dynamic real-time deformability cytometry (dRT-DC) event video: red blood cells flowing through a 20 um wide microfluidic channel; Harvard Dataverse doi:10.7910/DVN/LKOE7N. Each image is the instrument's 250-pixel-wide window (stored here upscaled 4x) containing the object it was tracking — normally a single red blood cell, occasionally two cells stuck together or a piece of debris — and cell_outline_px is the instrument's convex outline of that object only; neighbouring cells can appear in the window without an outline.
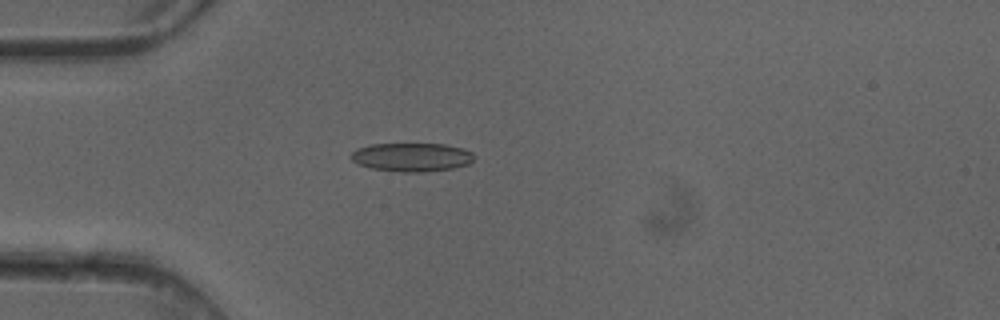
{"species": "common noctule bat (a hibernating species)", "species_latin": "Nyctalus noctula", "temperature_condition": "cold", "stored_images_in_passage": 4, "camera_frame_rate_fps": 3000, "um_per_image_px": 0.085, "animal": {"sex": "female"}, "frame": {"image": 1, "passage_image": 3, "time_ms": 0.667, "image_size_px": [1000, 320], "cell_outline_px": [[476, 156], [468, 164], [452, 168], [424, 172], [404, 172], [372, 168], [356, 164], [348, 156], [356, 148], [368, 144], [444, 144], [464, 148], [472, 152]], "centroid_in_image_um": [34.97, 13.35], "position_along_channel_um": 50.0, "area_um2": 20.69}}